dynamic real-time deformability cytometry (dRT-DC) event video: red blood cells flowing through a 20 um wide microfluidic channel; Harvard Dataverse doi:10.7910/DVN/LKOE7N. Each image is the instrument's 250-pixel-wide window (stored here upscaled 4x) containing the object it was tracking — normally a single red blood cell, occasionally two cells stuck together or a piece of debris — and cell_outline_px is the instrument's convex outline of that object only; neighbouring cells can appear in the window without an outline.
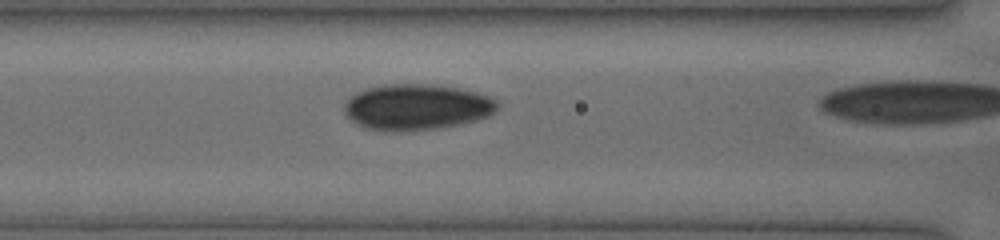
{"species": "human", "species_latin": "Homo sapiens", "temperature_condition": "cold", "stored_images_in_passage": 29, "camera_frame_rate_fps": 3000, "um_per_image_px": 0.085, "donor": {"sex": "female"}, "frame": {"image": 1, "passage_image": 11, "time_ms": 3.333, "image_size_px": [1000, 240], "cell_outline_px": [[500, 104], [496, 112], [488, 116], [476, 120], [460, 124], [436, 128], [396, 132], [392, 132], [364, 128], [352, 120], [344, 112], [344, 104], [356, 92], [368, 88], [384, 84], [436, 84], [460, 88], [476, 92], [488, 96], [496, 100]], "centroid_in_image_um": [35.44, 9.09], "position_along_channel_um": 131.2, "area_um2": 41.15}}
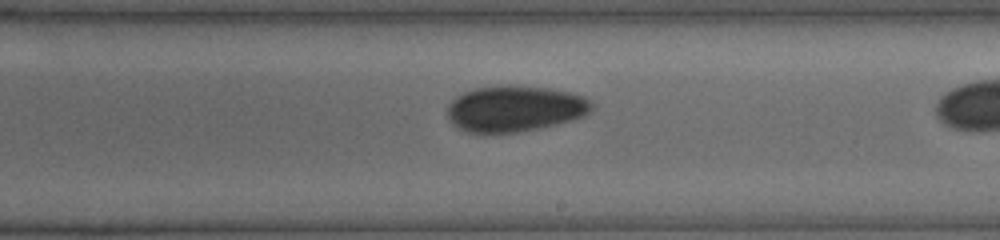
{"frame": {"image": 2, "passage_image": 19, "time_ms": 6.0, "image_size_px": [1000, 240], "cell_outline_px": [[592, 108], [584, 116], [556, 124], [516, 132], [468, 132], [456, 128], [448, 120], [448, 104], [456, 96], [464, 92], [476, 88], [548, 88], [572, 92], [584, 96], [592, 100]], "centroid_in_image_um": [43.76, 9.26], "position_along_channel_um": 245.2, "area_um2": 37.74}}
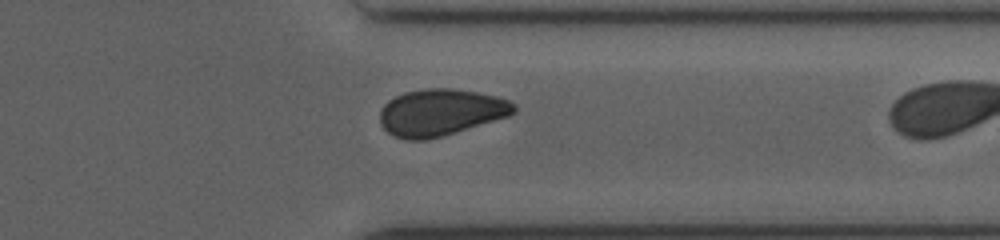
{"frame": {"image": 3, "passage_image": 28, "time_ms": 9.0, "image_size_px": [1000, 240], "cell_outline_px": [[516, 112], [508, 116], [440, 136], [424, 140], [408, 140], [396, 136], [388, 132], [380, 124], [380, 108], [388, 100], [404, 92], [424, 88], [452, 88], [476, 92], [496, 96], [508, 100], [516, 104]], "centroid_in_image_um": [37.43, 9.53], "position_along_channel_um": 374.0, "area_um2": 36.24}}